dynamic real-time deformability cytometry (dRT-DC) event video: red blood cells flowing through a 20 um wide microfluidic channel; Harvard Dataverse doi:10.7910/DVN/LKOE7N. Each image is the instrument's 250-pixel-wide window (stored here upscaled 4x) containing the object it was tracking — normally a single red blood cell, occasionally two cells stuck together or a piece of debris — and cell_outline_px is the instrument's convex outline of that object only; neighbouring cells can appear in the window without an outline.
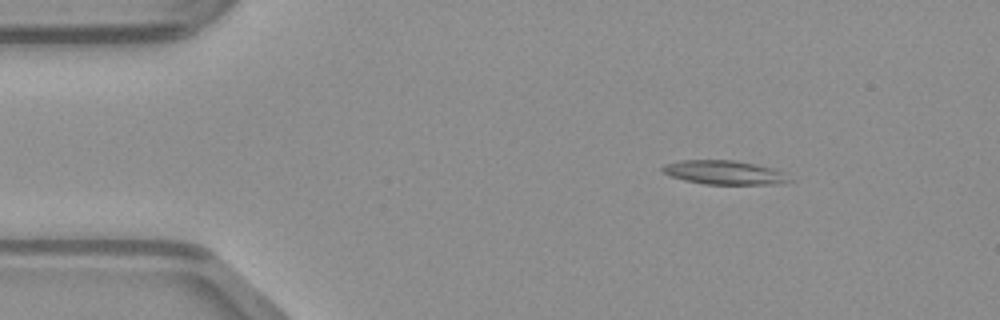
{"species": "common noctule bat (a hibernating species)", "species_latin": "Nyctalus noctula", "temperature_condition": "warm", "stored_images_in_passage": 47, "camera_frame_rate_fps": 3000, "um_per_image_px": 0.085, "animal": {"sex": "male", "body_mass_g": 23.1, "forearm_length_mm": 52.7}, "frame": {"image": 1, "passage_image": 6, "time_ms": 1.667, "image_size_px": [1000, 320], "cell_outline_px": [[792, 180], [780, 184], [704, 184], [684, 180], [672, 176], [664, 172], [660, 168], [664, 164], [680, 160], [736, 160], [776, 168], [788, 172]], "centroid_in_image_um": [61.65, 14.65], "position_along_channel_um": 23.3, "area_um2": 18.03}}
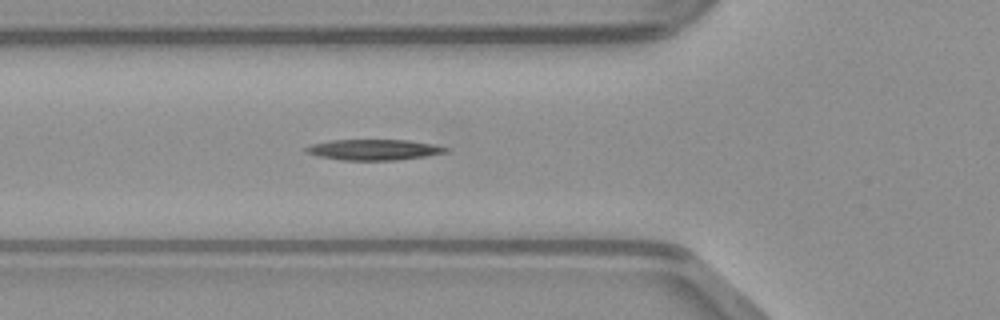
{"frame": {"image": 2, "passage_image": 16, "time_ms": 5.0, "image_size_px": [1000, 320], "cell_outline_px": [[448, 152], [428, 156], [396, 160], [340, 160], [320, 156], [304, 152], [304, 148], [312, 144], [332, 140], [408, 140], [436, 144], [448, 148]], "centroid_in_image_um": [31.81, 12.72], "position_along_channel_um": 94.0, "area_um2": 16.94}}
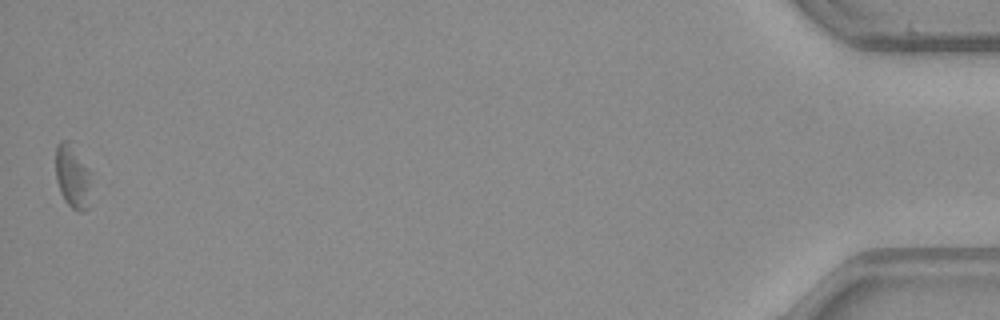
{"frame": {"image": 3, "passage_image": 47, "time_ms": 15.333, "image_size_px": [1000, 320], "cell_outline_px": [[92, 172], [88, 208], [80, 212], [72, 208], [64, 200], [60, 192], [56, 180], [56, 144], [60, 140], [68, 140]], "centroid_in_image_um": [6.18, 14.99], "position_along_channel_um": 429.0, "area_um2": 13.35}}